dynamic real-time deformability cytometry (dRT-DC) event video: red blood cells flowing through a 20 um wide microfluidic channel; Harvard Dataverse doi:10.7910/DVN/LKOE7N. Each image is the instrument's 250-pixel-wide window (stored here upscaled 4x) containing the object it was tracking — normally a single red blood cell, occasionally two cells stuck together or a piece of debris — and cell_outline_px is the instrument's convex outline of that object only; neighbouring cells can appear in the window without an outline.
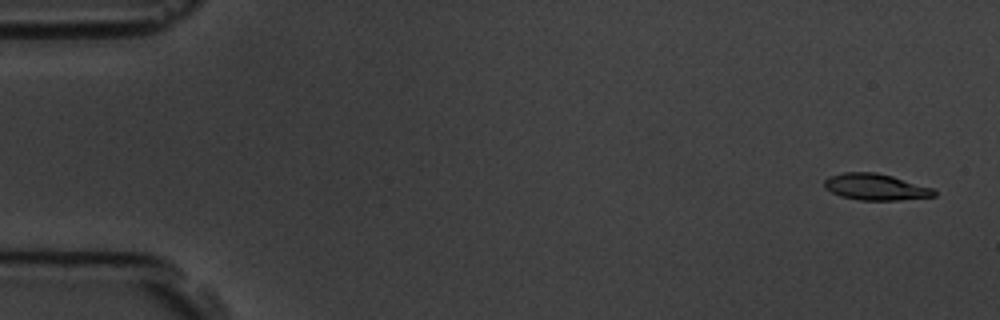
{"species": "common noctule bat (a hibernating species)", "species_latin": "Nyctalus noctula", "temperature_condition": "room temperature", "stored_images_in_passage": 5, "camera_frame_rate_fps": 3000, "um_per_image_px": 0.085, "animal": {"sex": "male", "body_mass_g": 19.5, "forearm_length_mm": 54.6}, "frame": {"image": 1, "passage_image": 1, "time_ms": 0.0, "image_size_px": [1000, 320], "cell_outline_px": [[936, 196], [900, 200], [860, 200], [840, 196], [824, 188], [824, 180], [832, 176], [844, 172], [876, 172], [892, 176], [932, 188], [936, 192]], "centroid_in_image_um": [74.42, 15.89], "position_along_channel_um": 10.6, "area_um2": 16.76}}
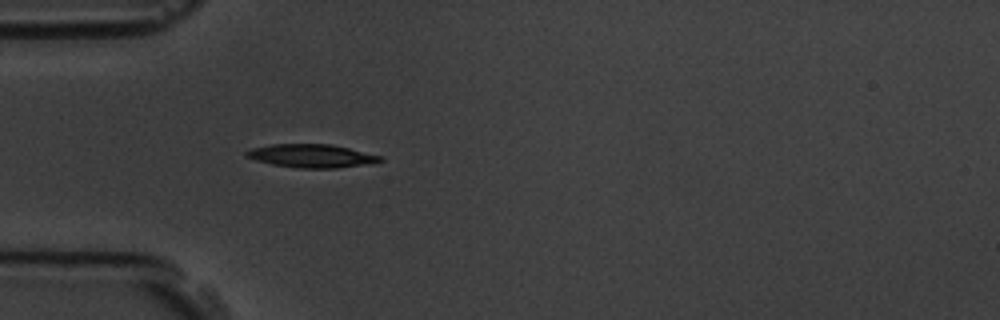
{"frame": {"image": 2, "passage_image": 5, "time_ms": 4.667, "image_size_px": [1000, 320], "cell_outline_px": [[384, 160], [372, 164], [336, 168], [300, 168], [272, 164], [256, 160], [244, 156], [244, 152], [252, 148], [272, 144], [332, 144], [384, 156]], "centroid_in_image_um": [26.54, 13.25], "position_along_channel_um": 58.5, "area_um2": 18.38}}